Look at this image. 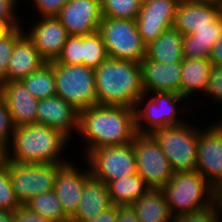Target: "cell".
<instances>
[{
	"label": "cell",
	"mask_w": 222,
	"mask_h": 222,
	"mask_svg": "<svg viewBox=\"0 0 222 222\" xmlns=\"http://www.w3.org/2000/svg\"><path fill=\"white\" fill-rule=\"evenodd\" d=\"M136 134L134 108L94 105L79 111L77 135L83 140L82 159L96 148L129 144Z\"/></svg>",
	"instance_id": "6da1fadb"
},
{
	"label": "cell",
	"mask_w": 222,
	"mask_h": 222,
	"mask_svg": "<svg viewBox=\"0 0 222 222\" xmlns=\"http://www.w3.org/2000/svg\"><path fill=\"white\" fill-rule=\"evenodd\" d=\"M71 142L60 131L38 123L15 127L6 160L21 164H67L65 152ZM63 155V156H62Z\"/></svg>",
	"instance_id": "7a4b0ae2"
},
{
	"label": "cell",
	"mask_w": 222,
	"mask_h": 222,
	"mask_svg": "<svg viewBox=\"0 0 222 222\" xmlns=\"http://www.w3.org/2000/svg\"><path fill=\"white\" fill-rule=\"evenodd\" d=\"M94 70L97 105L134 108L145 93L138 62L108 57Z\"/></svg>",
	"instance_id": "3957f363"
},
{
	"label": "cell",
	"mask_w": 222,
	"mask_h": 222,
	"mask_svg": "<svg viewBox=\"0 0 222 222\" xmlns=\"http://www.w3.org/2000/svg\"><path fill=\"white\" fill-rule=\"evenodd\" d=\"M187 104L192 103L180 94L171 92L144 93L139 97L134 107L137 133L152 134L157 129L179 125L187 121V116H191L190 112H192ZM186 109L187 112H185Z\"/></svg>",
	"instance_id": "277c9868"
},
{
	"label": "cell",
	"mask_w": 222,
	"mask_h": 222,
	"mask_svg": "<svg viewBox=\"0 0 222 222\" xmlns=\"http://www.w3.org/2000/svg\"><path fill=\"white\" fill-rule=\"evenodd\" d=\"M161 190L173 216L204 208L220 196L197 170L175 172Z\"/></svg>",
	"instance_id": "5b68a950"
},
{
	"label": "cell",
	"mask_w": 222,
	"mask_h": 222,
	"mask_svg": "<svg viewBox=\"0 0 222 222\" xmlns=\"http://www.w3.org/2000/svg\"><path fill=\"white\" fill-rule=\"evenodd\" d=\"M192 117V123L189 121ZM188 117L179 125L155 130L152 135L160 144L161 150L169 160L174 172L194 171L197 163L198 122ZM194 118V119H193ZM194 120V121H193Z\"/></svg>",
	"instance_id": "8992f818"
},
{
	"label": "cell",
	"mask_w": 222,
	"mask_h": 222,
	"mask_svg": "<svg viewBox=\"0 0 222 222\" xmlns=\"http://www.w3.org/2000/svg\"><path fill=\"white\" fill-rule=\"evenodd\" d=\"M56 95L77 111L97 105L95 70L85 65L53 61Z\"/></svg>",
	"instance_id": "52a82bcc"
},
{
	"label": "cell",
	"mask_w": 222,
	"mask_h": 222,
	"mask_svg": "<svg viewBox=\"0 0 222 222\" xmlns=\"http://www.w3.org/2000/svg\"><path fill=\"white\" fill-rule=\"evenodd\" d=\"M98 31L110 58L138 63L145 58L146 44L135 20L103 17Z\"/></svg>",
	"instance_id": "ba28073f"
},
{
	"label": "cell",
	"mask_w": 222,
	"mask_h": 222,
	"mask_svg": "<svg viewBox=\"0 0 222 222\" xmlns=\"http://www.w3.org/2000/svg\"><path fill=\"white\" fill-rule=\"evenodd\" d=\"M209 118L198 122L196 170L222 195V121Z\"/></svg>",
	"instance_id": "9c48e42d"
},
{
	"label": "cell",
	"mask_w": 222,
	"mask_h": 222,
	"mask_svg": "<svg viewBox=\"0 0 222 222\" xmlns=\"http://www.w3.org/2000/svg\"><path fill=\"white\" fill-rule=\"evenodd\" d=\"M137 173L149 188L161 189L174 175V170L152 134L137 133L133 141Z\"/></svg>",
	"instance_id": "30bf717a"
},
{
	"label": "cell",
	"mask_w": 222,
	"mask_h": 222,
	"mask_svg": "<svg viewBox=\"0 0 222 222\" xmlns=\"http://www.w3.org/2000/svg\"><path fill=\"white\" fill-rule=\"evenodd\" d=\"M79 161H86L91 175L105 184L121 177L137 174L133 142L96 148Z\"/></svg>",
	"instance_id": "8fae6325"
},
{
	"label": "cell",
	"mask_w": 222,
	"mask_h": 222,
	"mask_svg": "<svg viewBox=\"0 0 222 222\" xmlns=\"http://www.w3.org/2000/svg\"><path fill=\"white\" fill-rule=\"evenodd\" d=\"M64 164H21L9 161L16 199L24 205L32 197L54 190L58 170Z\"/></svg>",
	"instance_id": "7c38bea8"
},
{
	"label": "cell",
	"mask_w": 222,
	"mask_h": 222,
	"mask_svg": "<svg viewBox=\"0 0 222 222\" xmlns=\"http://www.w3.org/2000/svg\"><path fill=\"white\" fill-rule=\"evenodd\" d=\"M33 18L29 22L30 26L25 25L28 24L25 22L27 20H23L24 32L47 62L56 60L69 36L66 28L56 17Z\"/></svg>",
	"instance_id": "4fadbf2b"
},
{
	"label": "cell",
	"mask_w": 222,
	"mask_h": 222,
	"mask_svg": "<svg viewBox=\"0 0 222 222\" xmlns=\"http://www.w3.org/2000/svg\"><path fill=\"white\" fill-rule=\"evenodd\" d=\"M179 2L180 0H143L135 21L146 45L173 27Z\"/></svg>",
	"instance_id": "5bb4252c"
},
{
	"label": "cell",
	"mask_w": 222,
	"mask_h": 222,
	"mask_svg": "<svg viewBox=\"0 0 222 222\" xmlns=\"http://www.w3.org/2000/svg\"><path fill=\"white\" fill-rule=\"evenodd\" d=\"M56 18L68 35L91 34L99 30L102 21L100 0H68Z\"/></svg>",
	"instance_id": "9a60e30c"
},
{
	"label": "cell",
	"mask_w": 222,
	"mask_h": 222,
	"mask_svg": "<svg viewBox=\"0 0 222 222\" xmlns=\"http://www.w3.org/2000/svg\"><path fill=\"white\" fill-rule=\"evenodd\" d=\"M82 163L85 164L80 166V163L76 165L77 161L74 160L72 162V160H70L58 170L55 178L54 190L65 213L70 218L76 213L82 195V189L86 181L92 176L88 164L86 162Z\"/></svg>",
	"instance_id": "2e32d148"
},
{
	"label": "cell",
	"mask_w": 222,
	"mask_h": 222,
	"mask_svg": "<svg viewBox=\"0 0 222 222\" xmlns=\"http://www.w3.org/2000/svg\"><path fill=\"white\" fill-rule=\"evenodd\" d=\"M78 119L79 111L61 97L39 99L36 123L60 131L70 141H74L73 134L78 132Z\"/></svg>",
	"instance_id": "e0dca14e"
},
{
	"label": "cell",
	"mask_w": 222,
	"mask_h": 222,
	"mask_svg": "<svg viewBox=\"0 0 222 222\" xmlns=\"http://www.w3.org/2000/svg\"><path fill=\"white\" fill-rule=\"evenodd\" d=\"M144 92H171L181 95L182 63L165 64L144 58L140 62Z\"/></svg>",
	"instance_id": "ac0fdd59"
},
{
	"label": "cell",
	"mask_w": 222,
	"mask_h": 222,
	"mask_svg": "<svg viewBox=\"0 0 222 222\" xmlns=\"http://www.w3.org/2000/svg\"><path fill=\"white\" fill-rule=\"evenodd\" d=\"M0 93L5 99L15 127L36 123L39 99L32 96L21 81L0 83Z\"/></svg>",
	"instance_id": "d6986e66"
},
{
	"label": "cell",
	"mask_w": 222,
	"mask_h": 222,
	"mask_svg": "<svg viewBox=\"0 0 222 222\" xmlns=\"http://www.w3.org/2000/svg\"><path fill=\"white\" fill-rule=\"evenodd\" d=\"M221 15L222 7L217 5L180 0L173 27L183 36L191 35L198 28L211 27Z\"/></svg>",
	"instance_id": "ffe728a7"
},
{
	"label": "cell",
	"mask_w": 222,
	"mask_h": 222,
	"mask_svg": "<svg viewBox=\"0 0 222 222\" xmlns=\"http://www.w3.org/2000/svg\"><path fill=\"white\" fill-rule=\"evenodd\" d=\"M212 67L208 59L184 58L182 61L181 95L193 103L192 106H188L190 109L192 107V115L197 113L194 112V108H199L198 104L201 101L199 98L207 89ZM199 94L201 95L198 97ZM194 95L197 96L195 102L191 101Z\"/></svg>",
	"instance_id": "44dd1931"
},
{
	"label": "cell",
	"mask_w": 222,
	"mask_h": 222,
	"mask_svg": "<svg viewBox=\"0 0 222 222\" xmlns=\"http://www.w3.org/2000/svg\"><path fill=\"white\" fill-rule=\"evenodd\" d=\"M47 61L35 48L33 41L24 33L16 42L9 62L6 81H20L40 69Z\"/></svg>",
	"instance_id": "7402d4cb"
},
{
	"label": "cell",
	"mask_w": 222,
	"mask_h": 222,
	"mask_svg": "<svg viewBox=\"0 0 222 222\" xmlns=\"http://www.w3.org/2000/svg\"><path fill=\"white\" fill-rule=\"evenodd\" d=\"M111 205L107 184L91 176L82 189L78 209L71 218L75 222H87Z\"/></svg>",
	"instance_id": "603a6c76"
},
{
	"label": "cell",
	"mask_w": 222,
	"mask_h": 222,
	"mask_svg": "<svg viewBox=\"0 0 222 222\" xmlns=\"http://www.w3.org/2000/svg\"><path fill=\"white\" fill-rule=\"evenodd\" d=\"M182 42L183 35L171 27L146 45L145 57L165 64L182 63Z\"/></svg>",
	"instance_id": "cb8c5ba5"
},
{
	"label": "cell",
	"mask_w": 222,
	"mask_h": 222,
	"mask_svg": "<svg viewBox=\"0 0 222 222\" xmlns=\"http://www.w3.org/2000/svg\"><path fill=\"white\" fill-rule=\"evenodd\" d=\"M222 34V15L211 25L183 36V58L208 59L211 48Z\"/></svg>",
	"instance_id": "d4e9b609"
},
{
	"label": "cell",
	"mask_w": 222,
	"mask_h": 222,
	"mask_svg": "<svg viewBox=\"0 0 222 222\" xmlns=\"http://www.w3.org/2000/svg\"><path fill=\"white\" fill-rule=\"evenodd\" d=\"M140 222H172L173 215L161 189L149 188L132 205Z\"/></svg>",
	"instance_id": "484cf974"
},
{
	"label": "cell",
	"mask_w": 222,
	"mask_h": 222,
	"mask_svg": "<svg viewBox=\"0 0 222 222\" xmlns=\"http://www.w3.org/2000/svg\"><path fill=\"white\" fill-rule=\"evenodd\" d=\"M107 187L112 204L118 206L132 205L149 190L138 173L110 181Z\"/></svg>",
	"instance_id": "4316f807"
},
{
	"label": "cell",
	"mask_w": 222,
	"mask_h": 222,
	"mask_svg": "<svg viewBox=\"0 0 222 222\" xmlns=\"http://www.w3.org/2000/svg\"><path fill=\"white\" fill-rule=\"evenodd\" d=\"M25 88L37 99H46L56 95L53 61L20 80Z\"/></svg>",
	"instance_id": "83f0119b"
},
{
	"label": "cell",
	"mask_w": 222,
	"mask_h": 222,
	"mask_svg": "<svg viewBox=\"0 0 222 222\" xmlns=\"http://www.w3.org/2000/svg\"><path fill=\"white\" fill-rule=\"evenodd\" d=\"M24 205L34 213L52 220L53 222H61L70 219L65 213L55 190L34 196Z\"/></svg>",
	"instance_id": "f1b7e54d"
},
{
	"label": "cell",
	"mask_w": 222,
	"mask_h": 222,
	"mask_svg": "<svg viewBox=\"0 0 222 222\" xmlns=\"http://www.w3.org/2000/svg\"><path fill=\"white\" fill-rule=\"evenodd\" d=\"M108 57L106 46L99 31L83 35L82 65L95 69Z\"/></svg>",
	"instance_id": "f546056e"
},
{
	"label": "cell",
	"mask_w": 222,
	"mask_h": 222,
	"mask_svg": "<svg viewBox=\"0 0 222 222\" xmlns=\"http://www.w3.org/2000/svg\"><path fill=\"white\" fill-rule=\"evenodd\" d=\"M143 0H100L102 17L136 20Z\"/></svg>",
	"instance_id": "4dcf8cb0"
},
{
	"label": "cell",
	"mask_w": 222,
	"mask_h": 222,
	"mask_svg": "<svg viewBox=\"0 0 222 222\" xmlns=\"http://www.w3.org/2000/svg\"><path fill=\"white\" fill-rule=\"evenodd\" d=\"M172 222H222V195L204 208L175 215Z\"/></svg>",
	"instance_id": "1f68e13d"
},
{
	"label": "cell",
	"mask_w": 222,
	"mask_h": 222,
	"mask_svg": "<svg viewBox=\"0 0 222 222\" xmlns=\"http://www.w3.org/2000/svg\"><path fill=\"white\" fill-rule=\"evenodd\" d=\"M20 206L10 180L9 161L6 160L0 165V210L14 212Z\"/></svg>",
	"instance_id": "d6a6232c"
},
{
	"label": "cell",
	"mask_w": 222,
	"mask_h": 222,
	"mask_svg": "<svg viewBox=\"0 0 222 222\" xmlns=\"http://www.w3.org/2000/svg\"><path fill=\"white\" fill-rule=\"evenodd\" d=\"M24 33V27H17L0 39V83L6 82V72L13 54L15 42Z\"/></svg>",
	"instance_id": "836d02e7"
},
{
	"label": "cell",
	"mask_w": 222,
	"mask_h": 222,
	"mask_svg": "<svg viewBox=\"0 0 222 222\" xmlns=\"http://www.w3.org/2000/svg\"><path fill=\"white\" fill-rule=\"evenodd\" d=\"M202 97H204V99ZM205 97L210 99L208 100ZM205 99L208 102L212 100L211 103L213 102V106L211 104V107H214L216 104V109H213V114H215L217 111L216 116L217 114L222 113V66L212 67L207 89L204 95L201 96V100L204 101ZM218 107L219 109H217Z\"/></svg>",
	"instance_id": "e575fe53"
},
{
	"label": "cell",
	"mask_w": 222,
	"mask_h": 222,
	"mask_svg": "<svg viewBox=\"0 0 222 222\" xmlns=\"http://www.w3.org/2000/svg\"><path fill=\"white\" fill-rule=\"evenodd\" d=\"M83 36L69 35L60 55L56 58L59 64H82Z\"/></svg>",
	"instance_id": "d590c367"
},
{
	"label": "cell",
	"mask_w": 222,
	"mask_h": 222,
	"mask_svg": "<svg viewBox=\"0 0 222 222\" xmlns=\"http://www.w3.org/2000/svg\"><path fill=\"white\" fill-rule=\"evenodd\" d=\"M15 126L13 124L11 114L0 93V143L6 148L12 139Z\"/></svg>",
	"instance_id": "8d00e7d4"
},
{
	"label": "cell",
	"mask_w": 222,
	"mask_h": 222,
	"mask_svg": "<svg viewBox=\"0 0 222 222\" xmlns=\"http://www.w3.org/2000/svg\"><path fill=\"white\" fill-rule=\"evenodd\" d=\"M31 1V2H29ZM26 5L29 7L34 6V15L37 17H56L62 7L68 2V0H29ZM31 4H29V3ZM33 2V4H32Z\"/></svg>",
	"instance_id": "74e56055"
},
{
	"label": "cell",
	"mask_w": 222,
	"mask_h": 222,
	"mask_svg": "<svg viewBox=\"0 0 222 222\" xmlns=\"http://www.w3.org/2000/svg\"><path fill=\"white\" fill-rule=\"evenodd\" d=\"M22 0H0V19L6 21L12 28L24 27L18 11ZM20 7V9H18Z\"/></svg>",
	"instance_id": "f35d334b"
},
{
	"label": "cell",
	"mask_w": 222,
	"mask_h": 222,
	"mask_svg": "<svg viewBox=\"0 0 222 222\" xmlns=\"http://www.w3.org/2000/svg\"><path fill=\"white\" fill-rule=\"evenodd\" d=\"M14 222H53L43 216L34 213L25 205H21L14 211Z\"/></svg>",
	"instance_id": "ab89813d"
},
{
	"label": "cell",
	"mask_w": 222,
	"mask_h": 222,
	"mask_svg": "<svg viewBox=\"0 0 222 222\" xmlns=\"http://www.w3.org/2000/svg\"><path fill=\"white\" fill-rule=\"evenodd\" d=\"M116 222H140L131 205L118 206Z\"/></svg>",
	"instance_id": "60d3db41"
},
{
	"label": "cell",
	"mask_w": 222,
	"mask_h": 222,
	"mask_svg": "<svg viewBox=\"0 0 222 222\" xmlns=\"http://www.w3.org/2000/svg\"><path fill=\"white\" fill-rule=\"evenodd\" d=\"M118 205L112 204L104 209L97 217L87 222H116Z\"/></svg>",
	"instance_id": "b9f144b4"
},
{
	"label": "cell",
	"mask_w": 222,
	"mask_h": 222,
	"mask_svg": "<svg viewBox=\"0 0 222 222\" xmlns=\"http://www.w3.org/2000/svg\"><path fill=\"white\" fill-rule=\"evenodd\" d=\"M208 60L213 67L222 66V34L217 39V42L214 44V46L211 48Z\"/></svg>",
	"instance_id": "7bdbcfd3"
},
{
	"label": "cell",
	"mask_w": 222,
	"mask_h": 222,
	"mask_svg": "<svg viewBox=\"0 0 222 222\" xmlns=\"http://www.w3.org/2000/svg\"><path fill=\"white\" fill-rule=\"evenodd\" d=\"M0 222H14V212L0 210Z\"/></svg>",
	"instance_id": "ee69618b"
},
{
	"label": "cell",
	"mask_w": 222,
	"mask_h": 222,
	"mask_svg": "<svg viewBox=\"0 0 222 222\" xmlns=\"http://www.w3.org/2000/svg\"><path fill=\"white\" fill-rule=\"evenodd\" d=\"M13 28L4 20L0 19V39L8 34Z\"/></svg>",
	"instance_id": "f6af8a7d"
},
{
	"label": "cell",
	"mask_w": 222,
	"mask_h": 222,
	"mask_svg": "<svg viewBox=\"0 0 222 222\" xmlns=\"http://www.w3.org/2000/svg\"><path fill=\"white\" fill-rule=\"evenodd\" d=\"M195 3L212 4L222 7V0H187Z\"/></svg>",
	"instance_id": "bcb514c9"
},
{
	"label": "cell",
	"mask_w": 222,
	"mask_h": 222,
	"mask_svg": "<svg viewBox=\"0 0 222 222\" xmlns=\"http://www.w3.org/2000/svg\"><path fill=\"white\" fill-rule=\"evenodd\" d=\"M6 161V148L0 143V165Z\"/></svg>",
	"instance_id": "7dc6e473"
},
{
	"label": "cell",
	"mask_w": 222,
	"mask_h": 222,
	"mask_svg": "<svg viewBox=\"0 0 222 222\" xmlns=\"http://www.w3.org/2000/svg\"><path fill=\"white\" fill-rule=\"evenodd\" d=\"M61 222H75L72 218L65 220V221H61Z\"/></svg>",
	"instance_id": "c3c4849f"
},
{
	"label": "cell",
	"mask_w": 222,
	"mask_h": 222,
	"mask_svg": "<svg viewBox=\"0 0 222 222\" xmlns=\"http://www.w3.org/2000/svg\"><path fill=\"white\" fill-rule=\"evenodd\" d=\"M216 119H218L219 121H222V114L220 116L217 115Z\"/></svg>",
	"instance_id": "681fc988"
}]
</instances>
